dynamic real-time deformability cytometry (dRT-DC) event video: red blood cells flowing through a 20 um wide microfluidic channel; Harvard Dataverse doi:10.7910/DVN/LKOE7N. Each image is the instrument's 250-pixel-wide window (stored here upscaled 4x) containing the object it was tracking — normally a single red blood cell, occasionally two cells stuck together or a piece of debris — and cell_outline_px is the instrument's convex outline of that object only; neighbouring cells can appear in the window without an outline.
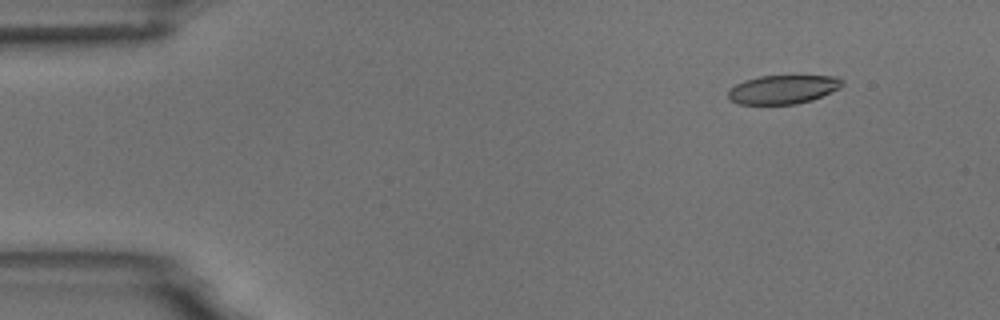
{"species": "common noctule bat (a hibernating species)", "species_latin": "Nyctalus noctula", "temperature_condition": "room temperature", "stored_images_in_passage": 4, "camera_frame_rate_fps": 3000, "um_per_image_px": 0.085, "animal": {"sex": "male", "body_mass_g": 18.8}, "frame": {"image": 1, "passage_image": 2, "time_ms": 1.333, "image_size_px": [1000, 320], "cell_outline_px": [[844, 84], [840, 88], [812, 100], [796, 104], [736, 104], [728, 96], [728, 92], [736, 84], [744, 80], [760, 76], [840, 76], [844, 80]], "centroid_in_image_um": [66.59, 7.6], "position_along_channel_um": 18.4, "area_um2": 19.13}}
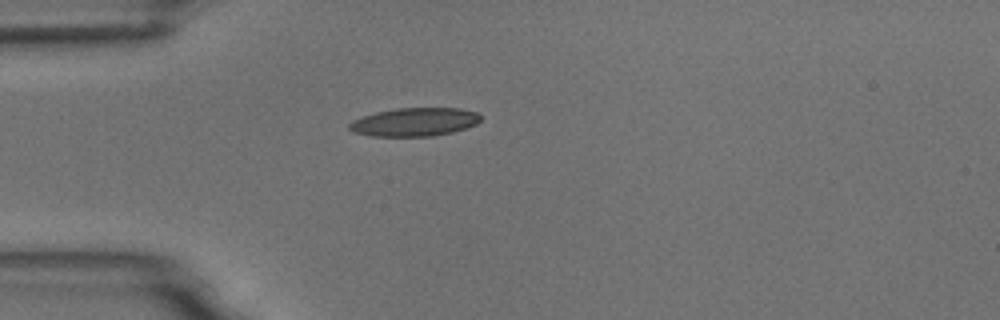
{"frame": {"image": 2, "passage_image": 4, "time_ms": 4.333, "image_size_px": [1000, 320], "cell_outline_px": [[480, 120], [476, 124], [452, 132], [432, 136], [372, 136], [352, 132], [348, 128], [348, 124], [352, 120], [376, 112], [396, 108], [460, 108], [476, 112], [480, 116]], "centroid_in_image_um": [35.2, 10.37], "position_along_channel_um": 49.8, "area_um2": 21.68}}